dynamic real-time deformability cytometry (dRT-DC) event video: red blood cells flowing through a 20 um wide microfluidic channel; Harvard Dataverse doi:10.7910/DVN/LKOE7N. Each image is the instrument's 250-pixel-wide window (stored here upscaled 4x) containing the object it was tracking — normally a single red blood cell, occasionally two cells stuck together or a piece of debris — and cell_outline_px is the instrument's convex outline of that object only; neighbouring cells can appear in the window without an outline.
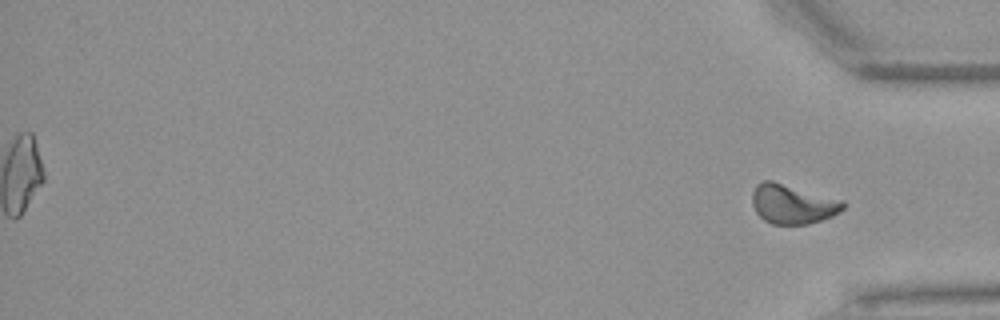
{"species": "Egyptian fruit bat (a non-hibernating species)", "species_latin": "Rousettus aegyptiacus", "temperature_condition": "warm", "stored_images_in_passage": 53, "segment_of_instrument_passage": [2, 2], "camera_frame_rate_fps": 3000, "um_per_image_px": 0.085, "animal": {"sex": "female"}, "frame": {"image": 1, "passage_image": 53, "time_ms": 17.333, "image_size_px": [1000, 320], "cell_outline_px": [[844, 208], [840, 212], [832, 216], [808, 224], [772, 224], [764, 220], [756, 212], [752, 204], [752, 192], [756, 184], [764, 180], [772, 180], [844, 200]], "centroid_in_image_um": [67.36, 17.33], "position_along_channel_um": 367.8, "area_um2": 20.98}}